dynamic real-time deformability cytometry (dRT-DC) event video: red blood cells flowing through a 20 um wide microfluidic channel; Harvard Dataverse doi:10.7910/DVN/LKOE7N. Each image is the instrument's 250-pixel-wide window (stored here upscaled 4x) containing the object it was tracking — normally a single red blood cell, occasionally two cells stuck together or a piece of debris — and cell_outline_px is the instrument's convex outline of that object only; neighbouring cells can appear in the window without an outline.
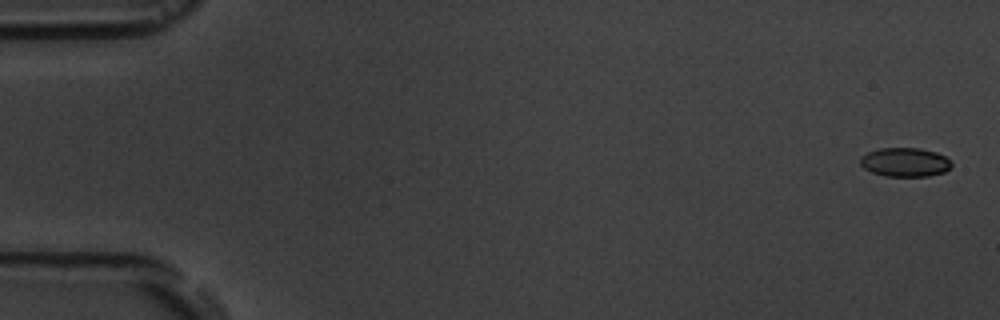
{"species": "common noctule bat (a hibernating species)", "species_latin": "Nyctalus noctula", "temperature_condition": "room temperature", "stored_images_in_passage": 12, "camera_frame_rate_fps": 3000, "um_per_image_px": 0.085, "animal": {"sex": "male", "body_mass_g": 19.5, "forearm_length_mm": 54.6}, "frame": {"image": 1, "passage_image": 1, "time_ms": 0.0, "image_size_px": [1000, 320], "cell_outline_px": [[952, 164], [944, 172], [928, 176], [884, 176], [872, 172], [864, 168], [860, 164], [860, 156], [868, 152], [880, 148], [920, 148], [936, 152], [944, 156]], "centroid_in_image_um": [76.89, 13.78], "position_along_channel_um": 8.1, "area_um2": 15.32}}
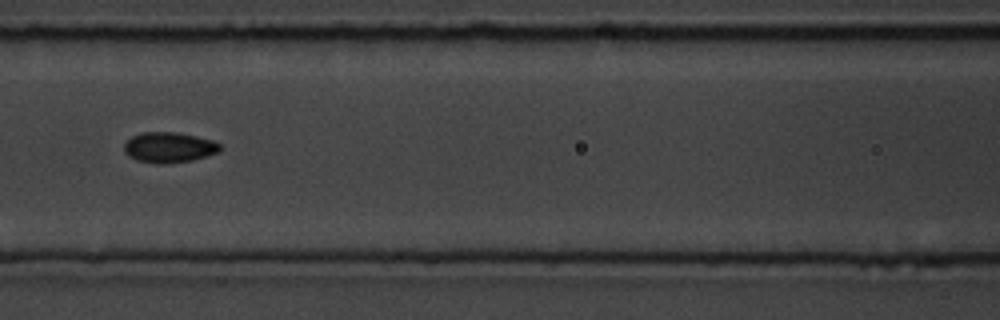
{"frame": {"image": 2, "passage_image": 8, "time_ms": 8.0, "image_size_px": [1000, 320], "cell_outline_px": [[220, 152], [192, 160], [168, 164], [160, 164], [136, 160], [128, 156], [124, 152], [124, 144], [132, 136], [144, 132], [176, 132], [196, 136], [212, 140], [220, 144]], "centroid_in_image_um": [14.36, 12.53], "position_along_channel_um": 152.2, "area_um2": 17.05}}
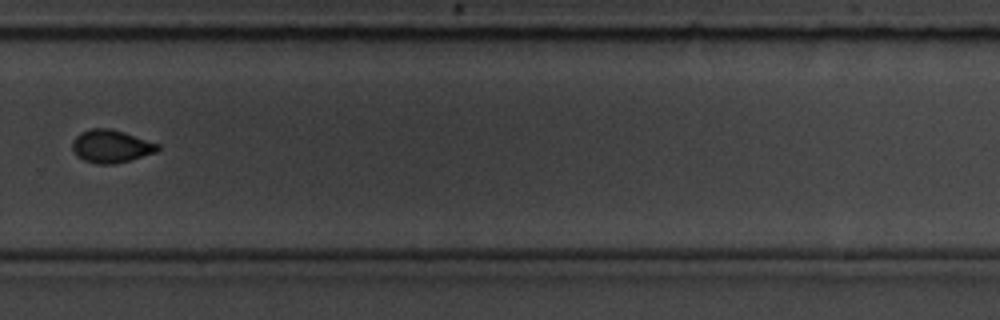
{"frame": {"image": 3, "passage_image": 12, "time_ms": 12.667, "image_size_px": [1000, 320], "cell_outline_px": [[160, 148], [156, 152], [116, 164], [96, 164], [84, 160], [76, 156], [72, 148], [72, 140], [80, 132], [92, 128], [112, 128], [160, 144]], "centroid_in_image_um": [9.42, 12.43], "position_along_channel_um": 320.4, "area_um2": 16.47}}